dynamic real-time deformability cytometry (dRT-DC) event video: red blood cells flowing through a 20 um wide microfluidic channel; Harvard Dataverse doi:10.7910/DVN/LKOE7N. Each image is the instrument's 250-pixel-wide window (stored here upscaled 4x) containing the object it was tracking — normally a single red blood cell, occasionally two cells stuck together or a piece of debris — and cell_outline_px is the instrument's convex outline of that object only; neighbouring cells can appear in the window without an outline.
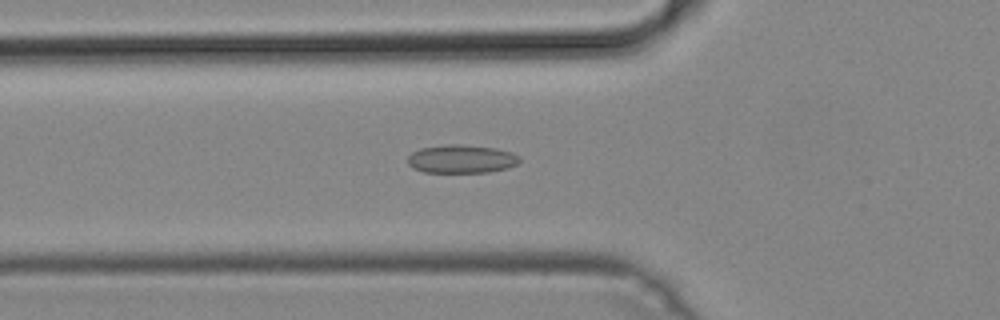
{"species": "common noctule bat (a hibernating species)", "species_latin": "Nyctalus noctula", "temperature_condition": "cold", "stored_images_in_passage": 36, "camera_frame_rate_fps": 3000, "um_per_image_px": 0.085, "animal": {"sex": "male", "body_mass_g": 19.2, "forearm_length_mm": 51.8}, "frame": {"image": 1, "passage_image": 10, "time_ms": 3.0, "image_size_px": [1000, 320], "cell_outline_px": [[520, 160], [516, 164], [508, 168], [488, 172], [424, 172], [412, 168], [408, 164], [408, 156], [412, 152], [420, 148], [448, 144], [464, 144], [496, 148], [512, 152], [520, 156]], "centroid_in_image_um": [39.22, 13.5], "position_along_channel_um": 86.6, "area_um2": 18.61}}
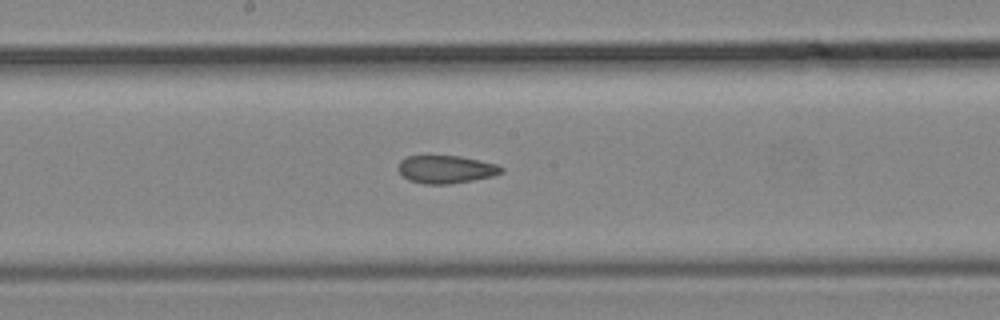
{"frame": {"image": 2, "passage_image": 19, "time_ms": 6.0, "image_size_px": [1000, 320], "cell_outline_px": [[504, 172], [492, 176], [472, 180], [448, 184], [424, 184], [408, 180], [396, 168], [400, 160], [408, 156], [460, 156], [496, 164], [504, 168]], "centroid_in_image_um": [37.89, 14.39], "position_along_channel_um": 210.3, "area_um2": 16.7}}
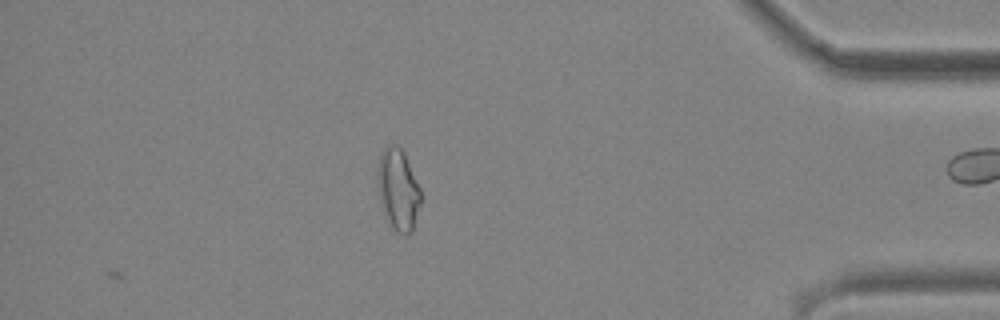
{"frame": {"image": 3, "passage_image": 36, "time_ms": 11.667, "image_size_px": [1000, 320], "cell_outline_px": [[420, 204], [412, 232], [404, 236], [396, 232], [392, 228], [380, 204], [376, 176], [376, 168], [380, 152], [388, 144], [396, 144], [404, 152], [420, 188]], "centroid_in_image_um": [33.8, 16.09], "position_along_channel_um": 401.4, "area_um2": 20.81}}